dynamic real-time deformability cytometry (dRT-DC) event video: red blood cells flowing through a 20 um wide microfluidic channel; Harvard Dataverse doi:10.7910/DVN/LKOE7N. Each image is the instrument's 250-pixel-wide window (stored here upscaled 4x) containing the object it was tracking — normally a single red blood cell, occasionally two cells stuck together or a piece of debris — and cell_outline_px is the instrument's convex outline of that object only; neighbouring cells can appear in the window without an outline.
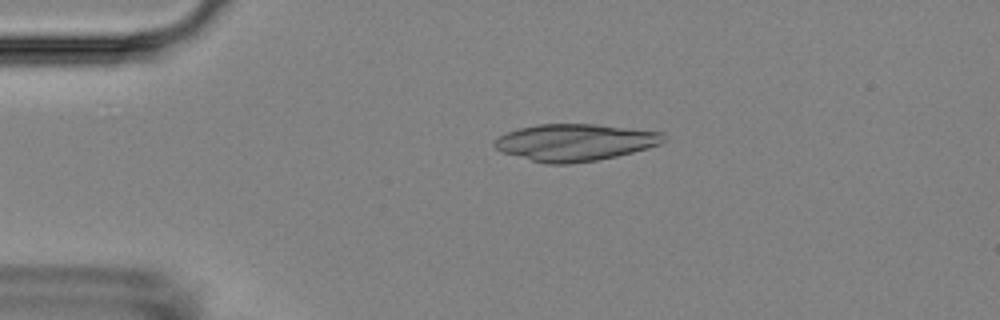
{"species": "Egyptian fruit bat (a non-hibernating species)", "species_latin": "Rousettus aegyptiacus", "temperature_condition": "room temperature", "stored_images_in_passage": 3, "camera_frame_rate_fps": 3000, "um_per_image_px": 0.085, "animal": {"sex": "female"}, "frame": {"image": 1, "passage_image": 2, "time_ms": 1.333, "image_size_px": [1000, 320], "cell_outline_px": [[664, 140], [660, 144], [648, 148], [616, 156], [596, 160], [568, 164], [544, 164], [504, 152], [496, 148], [492, 144], [500, 136], [508, 132], [520, 128], [536, 124], [596, 124], [664, 132]], "centroid_in_image_um": [48.89, 12.1], "position_along_channel_um": 36.1, "area_um2": 36.18}}